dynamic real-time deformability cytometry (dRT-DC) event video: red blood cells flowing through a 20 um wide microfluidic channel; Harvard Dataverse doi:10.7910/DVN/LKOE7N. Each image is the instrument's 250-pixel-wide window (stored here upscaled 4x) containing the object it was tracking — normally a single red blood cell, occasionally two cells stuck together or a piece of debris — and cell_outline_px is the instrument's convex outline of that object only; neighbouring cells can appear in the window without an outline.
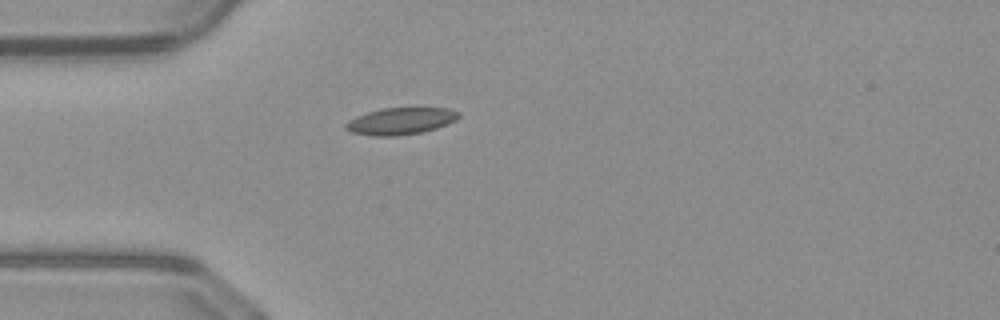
{"species": "common noctule bat (a hibernating species)", "species_latin": "Nyctalus noctula", "temperature_condition": "warm", "stored_images_in_passage": 37, "camera_frame_rate_fps": 3000, "um_per_image_px": 0.085, "animal": {"sex": "male", "body_mass_g": 23.1, "forearm_length_mm": 52.7}, "frame": {"image": 1, "passage_image": 1, "time_ms": 0.0, "image_size_px": [1000, 320], "cell_outline_px": [[460, 116], [456, 120], [448, 124], [424, 132], [396, 136], [372, 136], [352, 132], [344, 128], [344, 124], [348, 120], [356, 116], [380, 108], [448, 108], [460, 112]], "centroid_in_image_um": [34.05, 10.29], "position_along_channel_um": 50.9, "area_um2": 17.86}}
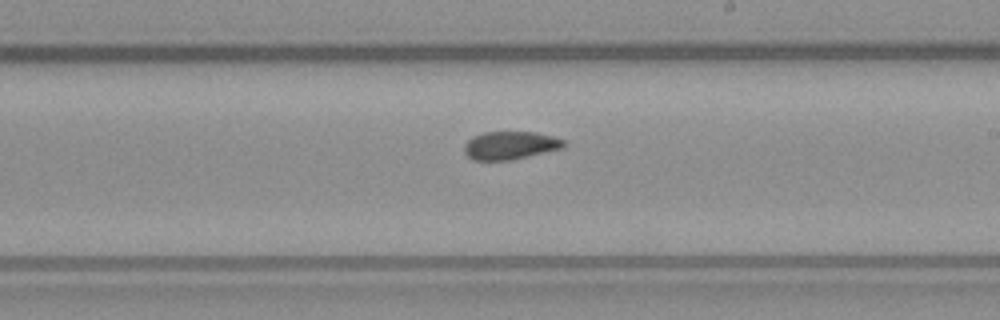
{"frame": {"image": 2, "passage_image": 16, "time_ms": 5.0, "image_size_px": [1000, 320], "cell_outline_px": [[568, 144], [564, 148], [512, 160], [472, 160], [464, 152], [464, 144], [472, 136], [484, 132], [536, 132], [552, 136], [564, 140]], "centroid_in_image_um": [43.38, 12.36], "position_along_channel_um": 245.6, "area_um2": 16.47}}
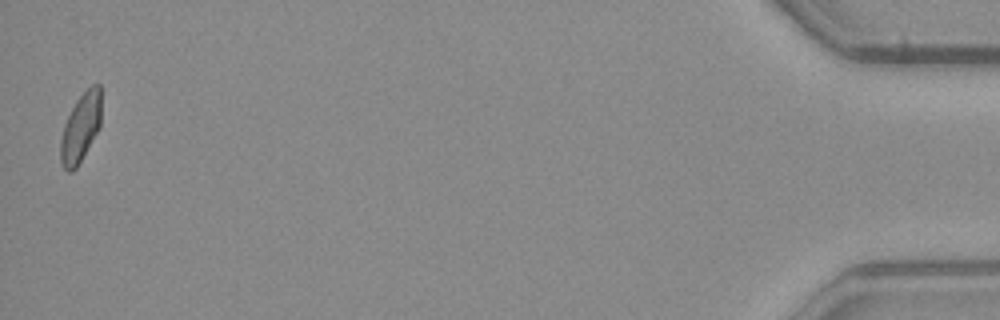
{"frame": {"image": 3, "passage_image": 37, "time_ms": 12.0, "image_size_px": [1000, 320], "cell_outline_px": [[100, 128], [76, 168], [72, 172], [68, 172], [64, 168], [60, 160], [60, 140], [64, 124], [76, 100], [92, 84], [100, 84]], "centroid_in_image_um": [6.84, 10.87], "position_along_channel_um": 428.4, "area_um2": 16.18}, "authors_computed_cell_mechanics": {"area_um2": 16.6464, "velocity_mm_per_s": 4.0603, "shape_relaxation_time_tau1_ms": null, "shape_relaxation_time_tau2_ms": 2.0453, "deformation_change_tau1": null, "deformation_change_tau2": 0.0654}}